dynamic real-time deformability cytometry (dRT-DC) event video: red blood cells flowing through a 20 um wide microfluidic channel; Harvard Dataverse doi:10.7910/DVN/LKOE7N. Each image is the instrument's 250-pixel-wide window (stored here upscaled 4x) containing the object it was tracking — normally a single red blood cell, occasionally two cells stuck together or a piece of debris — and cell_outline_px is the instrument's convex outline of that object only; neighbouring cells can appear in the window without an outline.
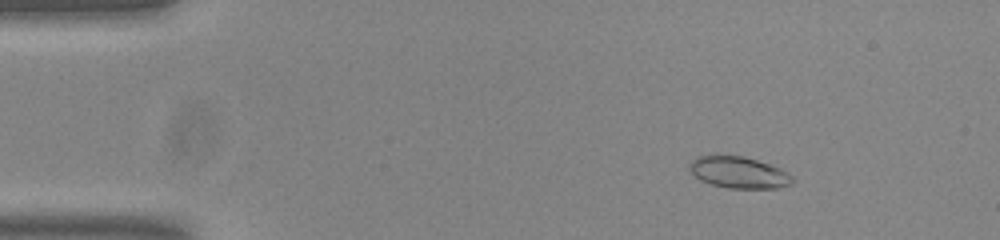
{"species": "common noctule bat (a hibernating species)", "species_latin": "Nyctalus noctula", "temperature_condition": "room temperature", "stored_images_in_passage": 37, "camera_frame_rate_fps": 3000, "um_per_image_px": 0.085, "animal": {"sex": "male", "body_mass_g": 20.0, "forearm_length_mm": 53.3}, "frame": {"image": 1, "passage_image": 7, "time_ms": 2.0, "image_size_px": [1000, 240], "cell_outline_px": [[796, 180], [792, 184], [776, 188], [728, 188], [712, 184], [700, 180], [688, 168], [688, 164], [696, 156], [716, 152], [740, 156], [756, 160], [780, 168], [788, 172]], "centroid_in_image_um": [62.75, 14.62], "position_along_channel_um": 22.2, "area_um2": 19.42}}
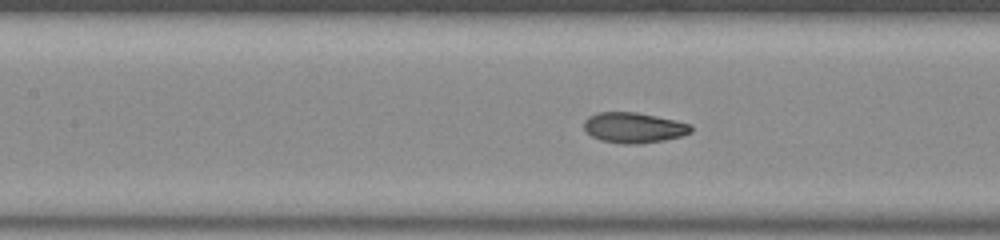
{"frame": {"image": 2, "passage_image": 24, "time_ms": 7.667, "image_size_px": [1000, 240], "cell_outline_px": [[692, 132], [680, 136], [664, 140], [640, 144], [624, 144], [600, 140], [592, 136], [584, 128], [584, 120], [588, 116], [600, 112], [636, 112], [676, 120], [692, 124]], "centroid_in_image_um": [53.88, 10.85], "position_along_channel_um": 153.5, "area_um2": 19.02}}
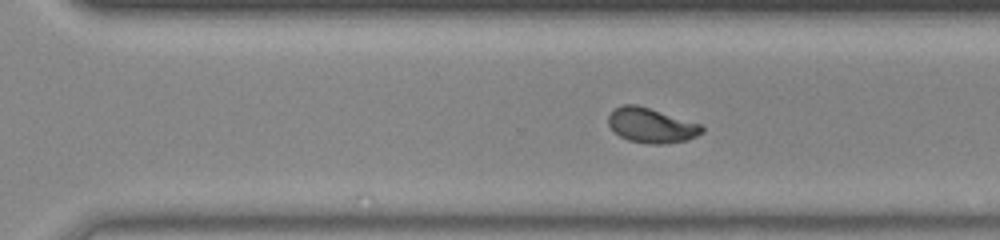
{"frame": {"image": 3, "passage_image": 37, "time_ms": 12.0, "image_size_px": [1000, 240], "cell_outline_px": [[704, 132], [688, 140], [664, 144], [648, 144], [628, 140], [620, 136], [608, 124], [608, 116], [616, 108], [624, 104], [636, 104], [700, 124], [704, 128]], "centroid_in_image_um": [55.37, 10.67], "position_along_channel_um": 315.2, "area_um2": 18.79}}